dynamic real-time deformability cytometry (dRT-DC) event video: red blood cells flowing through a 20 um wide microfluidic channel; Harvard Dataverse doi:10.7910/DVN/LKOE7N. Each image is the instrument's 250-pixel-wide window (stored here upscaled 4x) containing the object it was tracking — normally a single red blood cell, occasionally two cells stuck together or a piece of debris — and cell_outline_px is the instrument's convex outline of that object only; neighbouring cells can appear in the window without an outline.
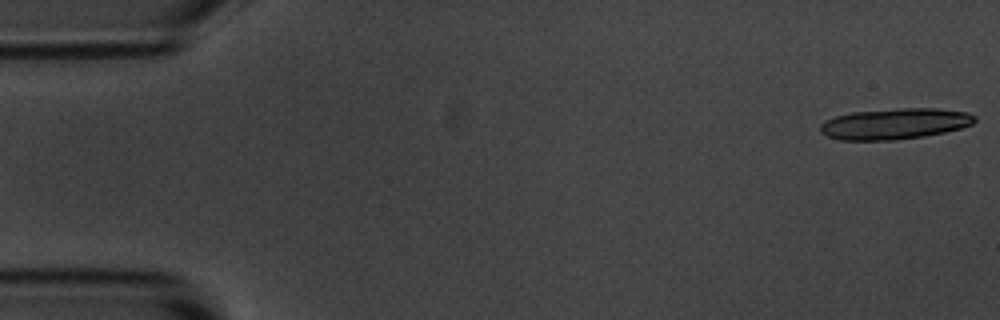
{"species": "common noctule bat (a hibernating species)", "species_latin": "Nyctalus noctula", "temperature_condition": "room temperature", "stored_images_in_passage": 17, "camera_frame_rate_fps": 3000, "um_per_image_px": 0.085, "animal": {"sex": "male", "body_mass_g": 20.1, "forearm_length_mm": 53.5}, "frame": {"image": 1, "passage_image": 1, "time_ms": 0.0, "image_size_px": [1000, 320], "cell_outline_px": [[976, 120], [972, 124], [960, 128], [944, 132], [924, 136], [896, 140], [840, 140], [828, 136], [820, 132], [820, 124], [824, 120], [836, 116], [852, 112], [896, 108], [936, 108], [968, 112], [976, 116]], "centroid_in_image_um": [76.05, 10.51], "position_along_channel_um": 9.0, "area_um2": 27.98}}